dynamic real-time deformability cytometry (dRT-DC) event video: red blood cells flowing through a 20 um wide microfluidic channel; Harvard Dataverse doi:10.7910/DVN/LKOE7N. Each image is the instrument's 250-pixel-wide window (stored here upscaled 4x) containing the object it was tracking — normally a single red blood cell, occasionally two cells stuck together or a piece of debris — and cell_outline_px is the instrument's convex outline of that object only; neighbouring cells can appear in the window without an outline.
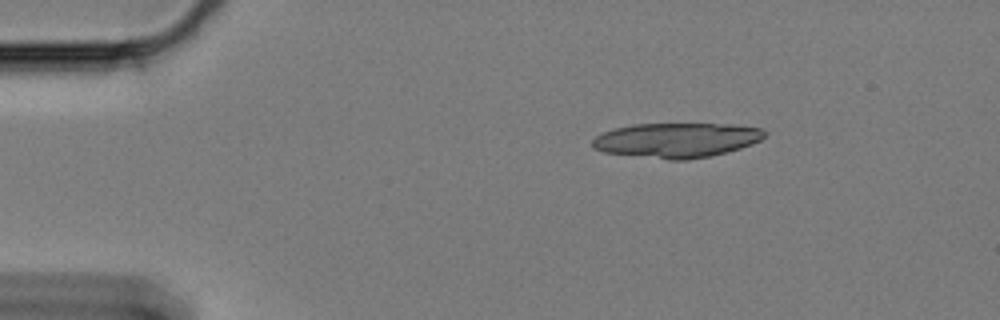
{"species": "Egyptian fruit bat (a non-hibernating species)", "species_latin": "Rousettus aegyptiacus", "temperature_condition": "cold", "stored_images_in_passage": 26, "segment_of_instrument_passage": [1, 2], "camera_frame_rate_fps": 3000, "um_per_image_px": 0.085, "animal": {"sex": "female"}, "frame": {"image": 1, "passage_image": 1, "time_ms": 0.0, "image_size_px": [1000, 320], "cell_outline_px": [[764, 136], [760, 140], [752, 144], [740, 148], [708, 156], [688, 160], [668, 160], [604, 152], [592, 148], [592, 140], [596, 136], [612, 128], [632, 124], [732, 124], [760, 128], [764, 132]], "centroid_in_image_um": [57.46, 11.91], "position_along_channel_um": 27.5, "area_um2": 34.8}}